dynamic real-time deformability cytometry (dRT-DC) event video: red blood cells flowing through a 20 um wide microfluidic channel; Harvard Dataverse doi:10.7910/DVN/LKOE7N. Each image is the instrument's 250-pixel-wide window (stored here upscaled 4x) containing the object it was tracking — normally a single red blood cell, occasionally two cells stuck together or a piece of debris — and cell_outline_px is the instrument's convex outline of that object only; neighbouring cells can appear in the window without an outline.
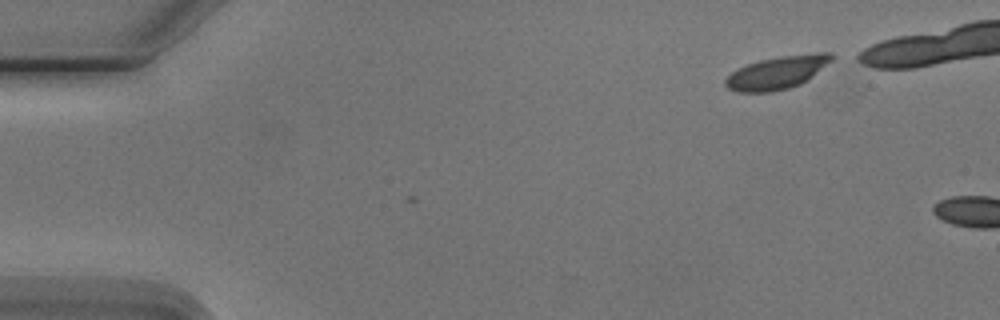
{"species": "Egyptian fruit bat (a non-hibernating species)", "species_latin": "Rousettus aegyptiacus", "temperature_condition": "cold", "stored_images_in_passage": 2, "camera_frame_rate_fps": 3000, "um_per_image_px": 0.085, "animal": {"sex": "male"}, "frame": {"image": 1, "passage_image": 1, "time_ms": 0.0, "image_size_px": [1000, 320], "cell_outline_px": [[840, 56], [812, 76], [800, 84], [788, 88], [772, 92], [736, 92], [728, 88], [724, 84], [724, 80], [732, 72], [748, 64], [760, 60], [780, 56], [816, 52], [832, 52]], "centroid_in_image_um": [66.14, 6.15], "position_along_channel_um": 18.9, "area_um2": 20.58}}